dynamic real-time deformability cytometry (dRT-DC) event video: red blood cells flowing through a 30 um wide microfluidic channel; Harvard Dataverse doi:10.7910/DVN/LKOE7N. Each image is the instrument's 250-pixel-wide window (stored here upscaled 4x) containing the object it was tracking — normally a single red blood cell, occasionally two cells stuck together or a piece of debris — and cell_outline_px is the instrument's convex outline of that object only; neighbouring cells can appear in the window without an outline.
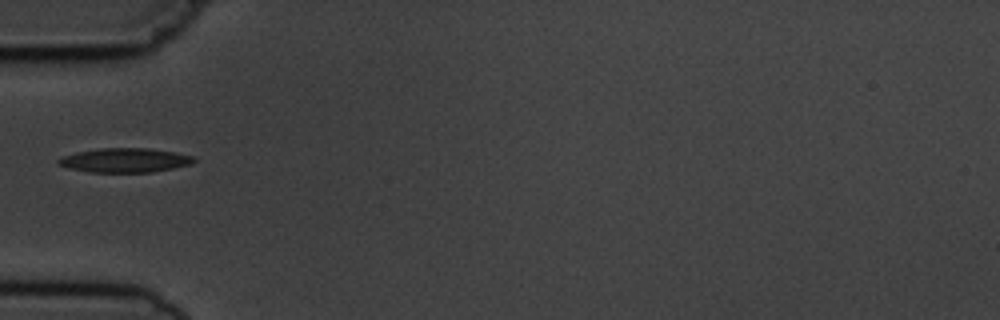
{"species": "common noctule bat (a hibernating species)", "species_latin": "Nyctalus noctula", "temperature_condition": "cold", "stored_images_in_passage": 7, "camera_frame_rate_fps": 3000, "um_per_image_px": 0.085, "animal": {"sex": "male", "body_mass_g": 19.5, "forearm_length_mm": 54.6}, "frame": {"image": 1, "passage_image": 6, "time_ms": 6.667, "image_size_px": [1000, 320], "cell_outline_px": [[196, 160], [192, 164], [152, 172], [88, 172], [68, 168], [56, 164], [56, 160], [60, 156], [76, 152], [100, 148], [148, 148], [196, 156]], "centroid_in_image_um": [10.57, 13.62], "position_along_channel_um": 74.4, "area_um2": 19.31}}
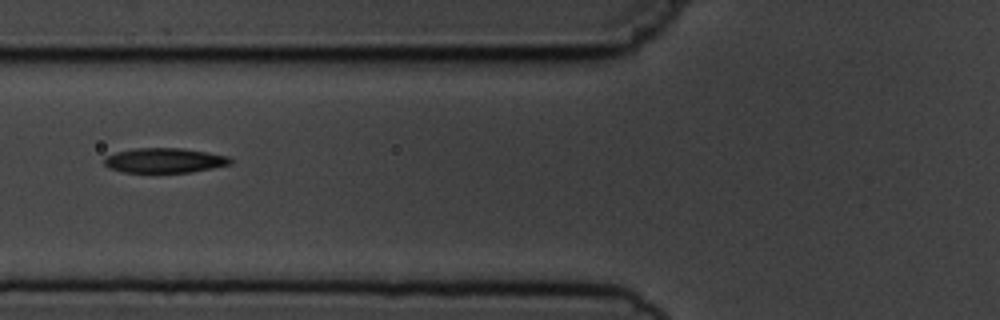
{"frame": {"image": 2, "passage_image": 7, "time_ms": 7.667, "image_size_px": [1000, 320], "cell_outline_px": [[232, 164], [192, 172], [124, 172], [108, 168], [104, 164], [104, 156], [116, 152], [136, 148], [184, 148], [208, 152], [228, 156], [232, 160]], "centroid_in_image_um": [13.98, 13.63], "position_along_channel_um": 111.8, "area_um2": 18.32}}